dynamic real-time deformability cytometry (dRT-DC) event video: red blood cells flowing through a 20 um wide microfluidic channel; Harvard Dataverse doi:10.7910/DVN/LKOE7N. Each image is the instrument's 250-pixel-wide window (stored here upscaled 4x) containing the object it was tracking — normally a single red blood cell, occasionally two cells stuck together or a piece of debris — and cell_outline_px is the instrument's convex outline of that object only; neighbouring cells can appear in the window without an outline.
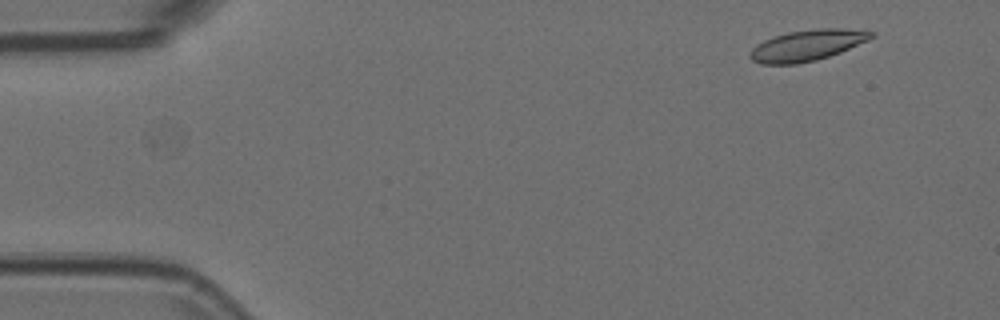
{"species": "Egyptian fruit bat (a non-hibernating species)", "species_latin": "Rousettus aegyptiacus", "temperature_condition": "room temperature", "stored_images_in_passage": 2, "camera_frame_rate_fps": 3000, "um_per_image_px": 0.085, "animal": {"sex": "female"}, "frame": {"image": 1, "passage_image": 2, "time_ms": 0.333, "image_size_px": [1000, 320], "cell_outline_px": [[876, 36], [868, 40], [840, 52], [816, 60], [796, 64], [760, 64], [752, 60], [748, 56], [752, 48], [756, 44], [764, 40], [788, 32], [820, 28], [840, 28], [876, 32]], "centroid_in_image_um": [68.6, 3.85], "position_along_channel_um": 16.4, "area_um2": 21.79}}